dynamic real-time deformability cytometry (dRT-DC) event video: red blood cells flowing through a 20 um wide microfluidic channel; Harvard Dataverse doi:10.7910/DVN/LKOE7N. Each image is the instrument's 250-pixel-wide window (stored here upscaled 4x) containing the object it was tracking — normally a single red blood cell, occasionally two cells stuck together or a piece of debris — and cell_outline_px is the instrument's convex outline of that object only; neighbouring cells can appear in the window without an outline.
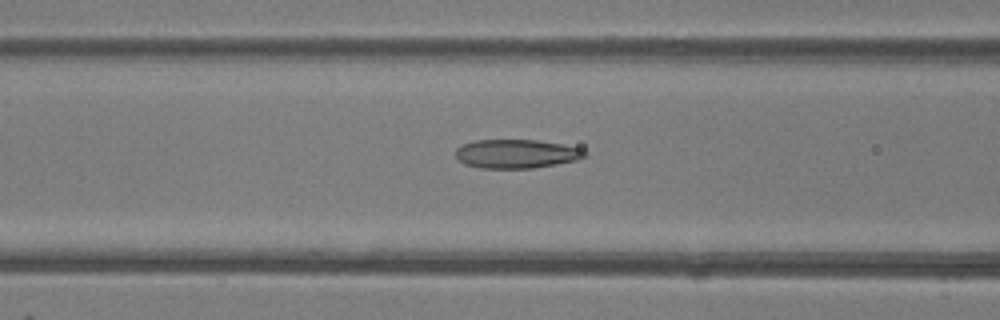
{"species": "common noctule bat (a hibernating species)", "species_latin": "Nyctalus noctula", "temperature_condition": "room temperature", "stored_images_in_passage": 50, "camera_frame_rate_fps": 3000, "um_per_image_px": 0.085, "animal": {"sex": "female"}, "frame": {"image": 1, "passage_image": 20, "time_ms": 6.333, "image_size_px": [1000, 320], "cell_outline_px": [[588, 156], [576, 160], [556, 164], [532, 168], [480, 168], [464, 164], [452, 152], [456, 148], [464, 144], [476, 140], [536, 140], [584, 148], [588, 152]], "centroid_in_image_um": [43.91, 13.07], "position_along_channel_um": 122.7, "area_um2": 21.85}}
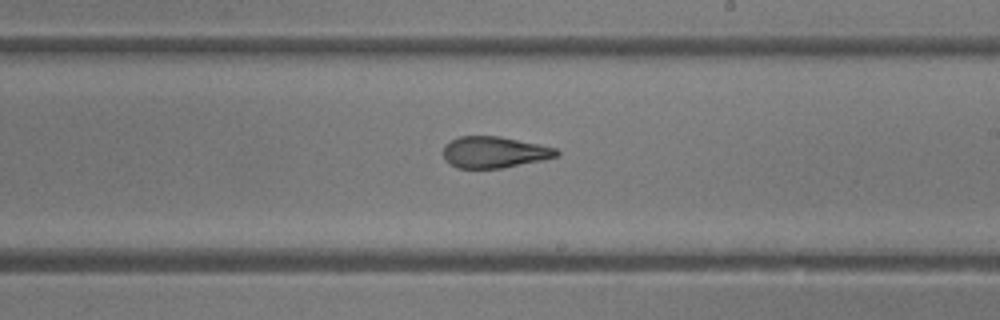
{"frame": {"image": 2, "passage_image": 29, "time_ms": 9.333, "image_size_px": [1000, 320], "cell_outline_px": [[560, 152], [556, 156], [544, 160], [500, 168], [456, 168], [444, 160], [444, 144], [460, 136], [500, 136], [540, 144], [556, 148]], "centroid_in_image_um": [42.01, 12.93], "position_along_channel_um": 247.0, "area_um2": 20.75}}
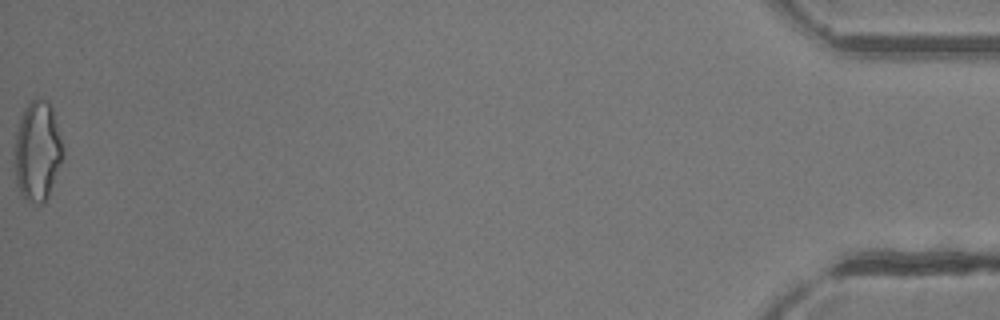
{"frame": {"image": 3, "passage_image": 50, "time_ms": 16.333, "image_size_px": [1000, 320], "cell_outline_px": [[64, 156], [48, 196], [44, 204], [36, 204], [24, 200], [16, 184], [12, 148], [20, 116], [24, 108], [32, 100], [48, 100], [52, 108], [64, 148]], "centroid_in_image_um": [3.15, 12.88], "position_along_channel_um": 432.1, "area_um2": 28.78}, "authors_computed_cell_mechanics": {"area_um2": 22.7154, "velocity_mm_per_s": 4.1426, "shape_relaxation_time_tau1_ms": 9.776, "shape_relaxation_time_tau2_ms": 1.5147, "deformation_change_tau1": 0.2488, "deformation_change_tau2": 0.0968}}